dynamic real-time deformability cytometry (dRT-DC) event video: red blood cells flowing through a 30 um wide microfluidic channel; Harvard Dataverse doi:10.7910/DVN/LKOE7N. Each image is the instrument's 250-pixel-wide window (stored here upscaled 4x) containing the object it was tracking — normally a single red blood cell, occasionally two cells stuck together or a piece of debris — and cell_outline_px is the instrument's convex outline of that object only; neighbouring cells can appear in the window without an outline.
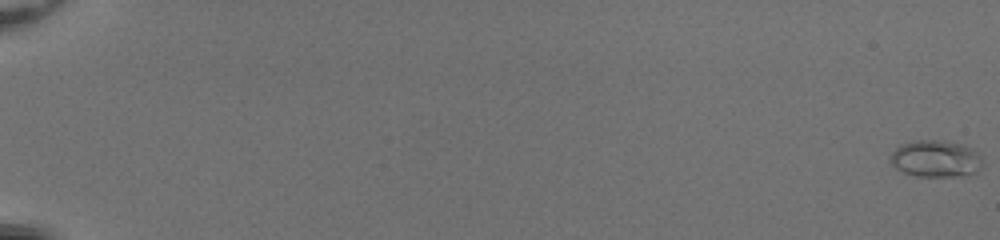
{"species": "common noctule bat (a hibernating species)", "species_latin": "Nyctalus noctula", "temperature_condition": "room temperature", "stored_images_in_passage": 56, "segment_of_instrument_passage": [1, 2], "camera_frame_rate_fps": 3000, "um_per_image_px": 0.085, "animal": {"sex": "female", "body_mass_g": 20.0, "forearm_length_mm": 54.0}, "frame": {"image": 1, "passage_image": 1, "time_ms": 0.0, "image_size_px": [1000, 240], "cell_outline_px": [[980, 168], [976, 172], [956, 176], [916, 176], [904, 172], [896, 168], [892, 164], [892, 152], [896, 148], [904, 144], [916, 140], [940, 140], [960, 144], [972, 148], [980, 156]], "centroid_in_image_um": [79.53, 13.49], "position_along_channel_um": 5.5, "area_um2": 19.31}}
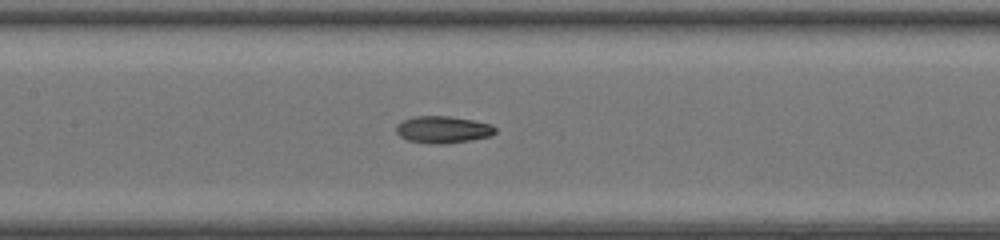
{"frame": {"image": 2, "passage_image": 30, "time_ms": 9.667, "image_size_px": [1000, 240], "cell_outline_px": [[496, 132], [492, 136], [472, 140], [444, 144], [428, 144], [408, 140], [400, 136], [396, 132], [396, 124], [404, 120], [416, 116], [448, 116], [472, 120], [492, 124], [496, 128]], "centroid_in_image_um": [37.67, 11.02], "position_along_channel_um": 169.7, "area_um2": 15.72}}
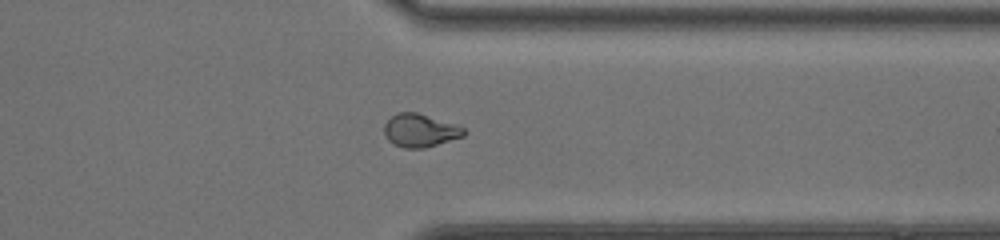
{"frame": {"image": 3, "passage_image": 45, "time_ms": 14.667, "image_size_px": [1000, 240], "cell_outline_px": [[464, 136], [424, 148], [404, 148], [392, 144], [388, 140], [384, 132], [384, 124], [396, 112], [416, 112], [456, 124], [464, 128]], "centroid_in_image_um": [35.68, 11.09], "position_along_channel_um": 375.7, "area_um2": 15.32}}